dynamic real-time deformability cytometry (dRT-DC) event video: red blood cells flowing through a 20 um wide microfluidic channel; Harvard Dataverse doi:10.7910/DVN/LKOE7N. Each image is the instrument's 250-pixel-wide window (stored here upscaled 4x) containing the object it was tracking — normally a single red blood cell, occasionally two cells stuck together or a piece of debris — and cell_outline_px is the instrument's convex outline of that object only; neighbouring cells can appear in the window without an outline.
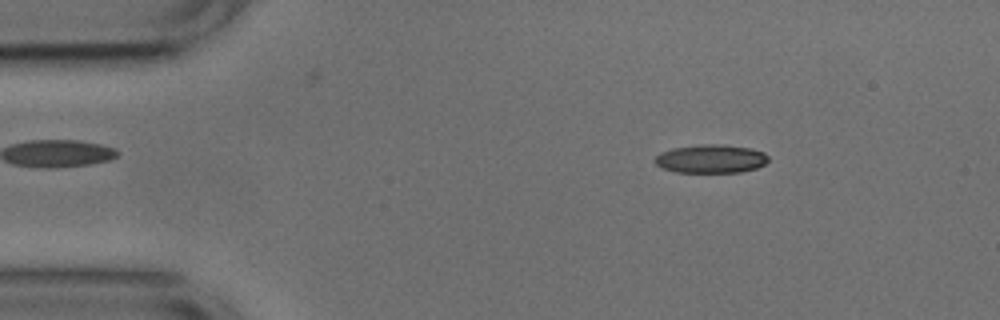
{"species": "common noctule bat (a hibernating species)", "species_latin": "Nyctalus noctula", "temperature_condition": "cold", "stored_images_in_passage": 52, "camera_frame_rate_fps": 3000, "um_per_image_px": 0.085, "animal": {"sex": "male", "body_mass_g": 17.9, "forearm_length_mm": 54.2}, "frame": {"image": 1, "passage_image": 7, "time_ms": 2.0, "image_size_px": [1000, 320], "cell_outline_px": [[768, 160], [764, 164], [756, 168], [740, 172], [676, 172], [664, 168], [656, 164], [652, 160], [660, 152], [672, 148], [704, 144], [724, 144], [752, 148], [764, 152], [768, 156]], "centroid_in_image_um": [60.43, 13.49], "position_along_channel_um": 24.6, "area_um2": 18.9}}
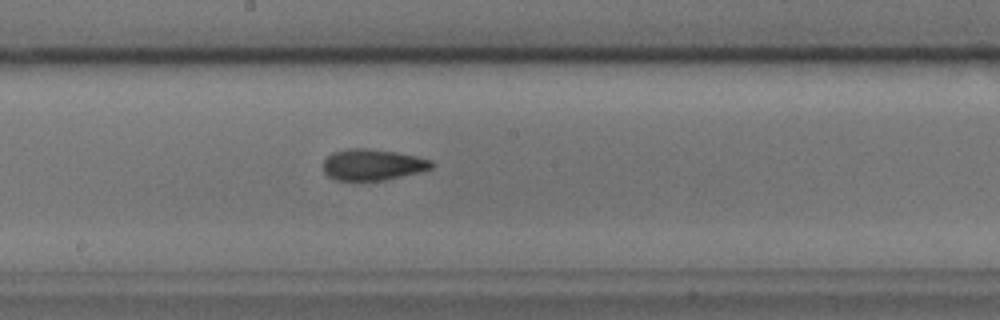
{"frame": {"image": 2, "passage_image": 27, "time_ms": 8.667, "image_size_px": [1000, 320], "cell_outline_px": [[436, 164], [432, 168], [420, 172], [384, 180], [336, 180], [328, 176], [324, 172], [324, 160], [332, 152], [348, 148], [368, 148], [396, 152], [416, 156], [432, 160]], "centroid_in_image_um": [31.69, 13.99], "position_along_channel_um": 216.5, "area_um2": 19.77}}
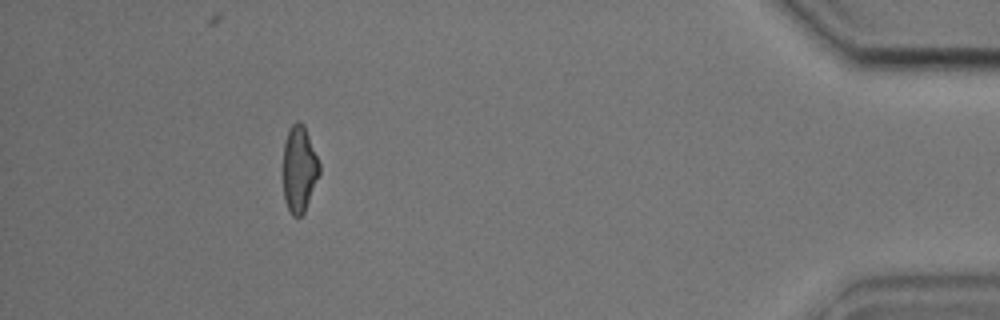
{"frame": {"image": 3, "passage_image": 47, "time_ms": 15.333, "image_size_px": [1000, 320], "cell_outline_px": [[320, 172], [304, 212], [300, 216], [292, 216], [284, 200], [284, 144], [288, 128], [296, 120], [300, 120], [304, 124], [320, 164]], "centroid_in_image_um": [25.43, 14.32], "position_along_channel_um": 409.8, "area_um2": 18.15}, "authors_computed_cell_mechanics": {"area_um2": 19.0162, "velocity_mm_per_s": 3.7691, "shape_relaxation_time_tau1_ms": 3.2865, "shape_relaxation_time_tau2_ms": 3.1345, "deformation_change_tau1": 0.135, "deformation_change_tau2": 0.1127}}